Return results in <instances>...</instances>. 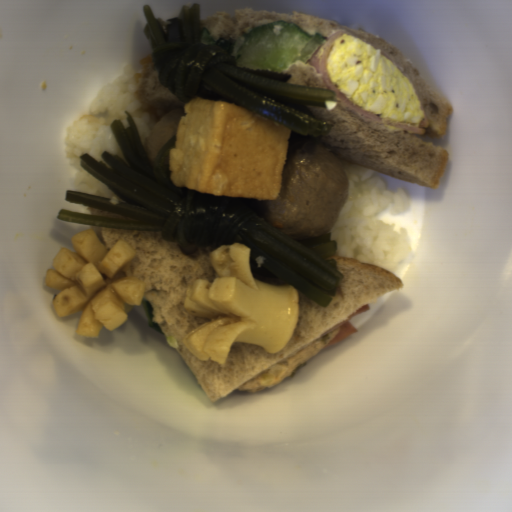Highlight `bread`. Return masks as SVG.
Instances as JSON below:
<instances>
[{
  "instance_id": "1",
  "label": "bread",
  "mask_w": 512,
  "mask_h": 512,
  "mask_svg": "<svg viewBox=\"0 0 512 512\" xmlns=\"http://www.w3.org/2000/svg\"><path fill=\"white\" fill-rule=\"evenodd\" d=\"M109 251L125 241L136 255L116 273L145 282L146 299L152 308L151 322L159 325L166 343L174 349L205 397L221 400L233 391L257 393L272 389L316 355L338 335L350 315L383 294L402 289L398 276L375 266L333 254L342 274L337 292L327 307L298 291L299 315L292 336L275 354L256 344L234 342L224 364L197 358L184 338L211 318H199L184 306L186 293L195 281L217 278L210 261L211 246H199L186 255L178 242L162 237V230H129L91 226Z\"/></svg>"
},
{
  "instance_id": "2",
  "label": "bread",
  "mask_w": 512,
  "mask_h": 512,
  "mask_svg": "<svg viewBox=\"0 0 512 512\" xmlns=\"http://www.w3.org/2000/svg\"><path fill=\"white\" fill-rule=\"evenodd\" d=\"M326 107L307 105L320 119L336 124L325 134L302 135L290 130L286 157L299 145L319 142L339 160L398 180L428 188L440 185L449 153L421 140L417 135L369 119L334 95Z\"/></svg>"
},
{
  "instance_id": "3",
  "label": "bread",
  "mask_w": 512,
  "mask_h": 512,
  "mask_svg": "<svg viewBox=\"0 0 512 512\" xmlns=\"http://www.w3.org/2000/svg\"><path fill=\"white\" fill-rule=\"evenodd\" d=\"M276 21L293 22L309 34L319 33L323 35L325 40L339 32H346V35L358 38L375 48L401 71L413 86L423 108L424 119L428 122L426 134L423 135L431 137L447 135L448 119L454 111L451 104L389 42L366 30L337 24L298 12L279 13L241 8L232 13L219 11L210 16L199 18V29H208L213 34L215 40L224 37L232 39L239 38L266 23Z\"/></svg>"
},
{
  "instance_id": "4",
  "label": "bread",
  "mask_w": 512,
  "mask_h": 512,
  "mask_svg": "<svg viewBox=\"0 0 512 512\" xmlns=\"http://www.w3.org/2000/svg\"><path fill=\"white\" fill-rule=\"evenodd\" d=\"M153 64L151 52L136 88L135 96L138 101L145 109H151L161 118L176 108L183 107L184 110L186 103L161 84L159 70L157 68L154 70Z\"/></svg>"
},
{
  "instance_id": "5",
  "label": "bread",
  "mask_w": 512,
  "mask_h": 512,
  "mask_svg": "<svg viewBox=\"0 0 512 512\" xmlns=\"http://www.w3.org/2000/svg\"><path fill=\"white\" fill-rule=\"evenodd\" d=\"M279 73L291 74V78L286 83L328 89L323 76L316 67L308 61L307 63L292 62Z\"/></svg>"
},
{
  "instance_id": "6",
  "label": "bread",
  "mask_w": 512,
  "mask_h": 512,
  "mask_svg": "<svg viewBox=\"0 0 512 512\" xmlns=\"http://www.w3.org/2000/svg\"><path fill=\"white\" fill-rule=\"evenodd\" d=\"M87 208H88L89 214L107 217V218L135 220V219L127 218V217H124V216H121V215H118V214H115L112 212H108V211H104V210H100V209H96V208H92V207H88V206H87ZM135 221H139V220H135Z\"/></svg>"
},
{
  "instance_id": "7",
  "label": "bread",
  "mask_w": 512,
  "mask_h": 512,
  "mask_svg": "<svg viewBox=\"0 0 512 512\" xmlns=\"http://www.w3.org/2000/svg\"><path fill=\"white\" fill-rule=\"evenodd\" d=\"M252 273V272H251ZM253 277L260 280L263 283L273 284V285H285L279 278H264L259 275L252 273Z\"/></svg>"
}]
</instances>
